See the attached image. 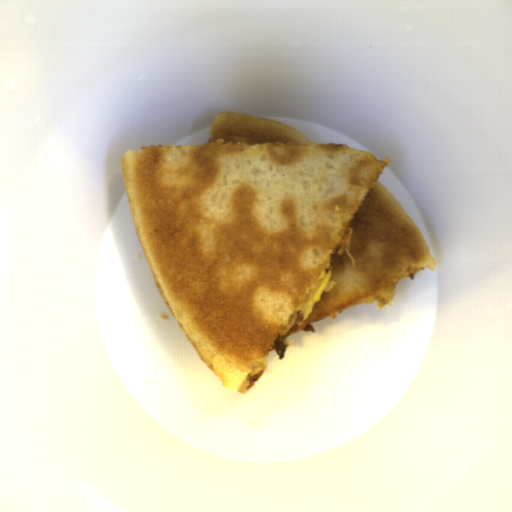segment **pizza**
Returning <instances> with one entry per match:
<instances>
[{"label": "pizza", "mask_w": 512, "mask_h": 512, "mask_svg": "<svg viewBox=\"0 0 512 512\" xmlns=\"http://www.w3.org/2000/svg\"><path fill=\"white\" fill-rule=\"evenodd\" d=\"M391 162L233 112L217 113L207 144L123 153L156 287L221 385L246 395L279 338L351 306L387 307L403 277L436 270L378 179Z\"/></svg>", "instance_id": "dd6c1bee"}]
</instances>
